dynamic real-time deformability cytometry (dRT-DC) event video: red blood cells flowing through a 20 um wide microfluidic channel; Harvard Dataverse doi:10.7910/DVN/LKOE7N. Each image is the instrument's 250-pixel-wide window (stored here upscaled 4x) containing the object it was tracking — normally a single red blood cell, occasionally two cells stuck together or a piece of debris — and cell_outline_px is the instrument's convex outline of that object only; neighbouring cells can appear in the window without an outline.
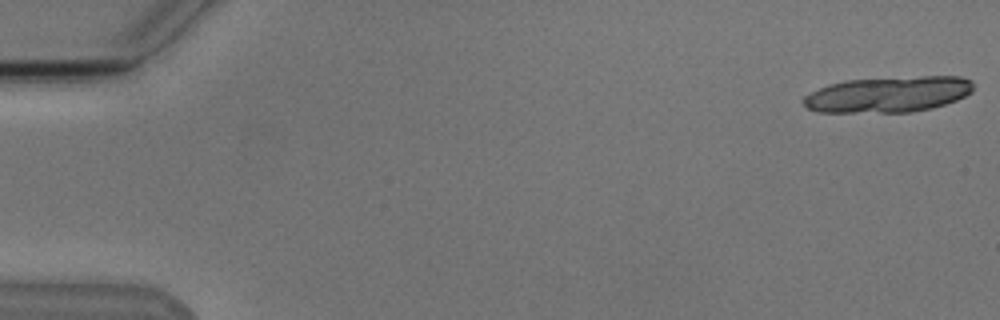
{"species": "Egyptian fruit bat (a non-hibernating species)", "species_latin": "Rousettus aegyptiacus", "temperature_condition": "cold", "stored_images_in_passage": 27, "camera_frame_rate_fps": 3000, "um_per_image_px": 0.085, "animal": {"sex": "male"}, "frame": {"image": 1, "passage_image": 1, "time_ms": 0.0, "image_size_px": [1000, 320], "cell_outline_px": [[972, 92], [956, 100], [932, 108], [912, 112], [816, 112], [808, 108], [804, 104], [804, 96], [820, 88], [832, 84], [848, 80], [924, 76], [960, 76], [972, 80]], "centroid_in_image_um": [75.53, 8.02], "position_along_channel_um": 9.5, "area_um2": 35.2}}